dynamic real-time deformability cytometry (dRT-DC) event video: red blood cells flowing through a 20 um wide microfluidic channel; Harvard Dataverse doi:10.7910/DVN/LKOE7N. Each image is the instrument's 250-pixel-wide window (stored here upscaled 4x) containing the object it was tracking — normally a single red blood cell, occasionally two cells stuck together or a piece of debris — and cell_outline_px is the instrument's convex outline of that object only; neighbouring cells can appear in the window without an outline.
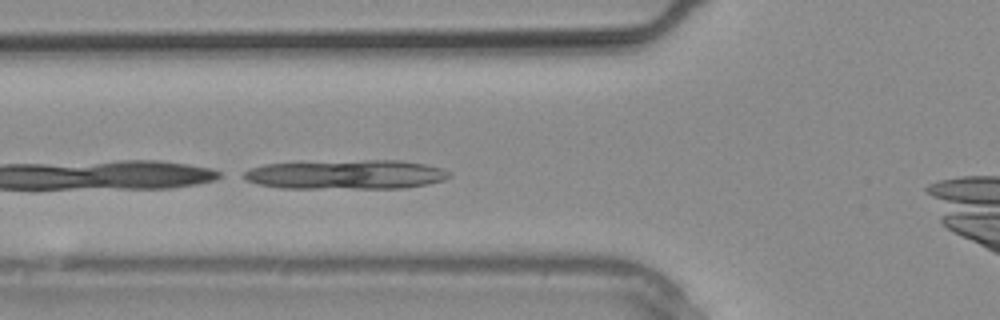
{"species": "common noctule bat (a hibernating species)", "species_latin": "Nyctalus noctula", "temperature_condition": "warm", "stored_images_in_passage": 9, "camera_frame_rate_fps": 3000, "um_per_image_px": 0.085, "animal": {"sex": "male", "body_mass_g": 20.4}, "frame": {"image": 1, "passage_image": 9, "time_ms": 2.667, "image_size_px": [1000, 320], "cell_outline_px": [[452, 176], [444, 180], [428, 184], [404, 188], [280, 188], [256, 184], [244, 180], [244, 172], [248, 168], [264, 164], [364, 160], [400, 160], [424, 164], [444, 168], [452, 172]], "centroid_in_image_um": [29.45, 14.84], "position_along_channel_um": 96.3, "area_um2": 35.37}}